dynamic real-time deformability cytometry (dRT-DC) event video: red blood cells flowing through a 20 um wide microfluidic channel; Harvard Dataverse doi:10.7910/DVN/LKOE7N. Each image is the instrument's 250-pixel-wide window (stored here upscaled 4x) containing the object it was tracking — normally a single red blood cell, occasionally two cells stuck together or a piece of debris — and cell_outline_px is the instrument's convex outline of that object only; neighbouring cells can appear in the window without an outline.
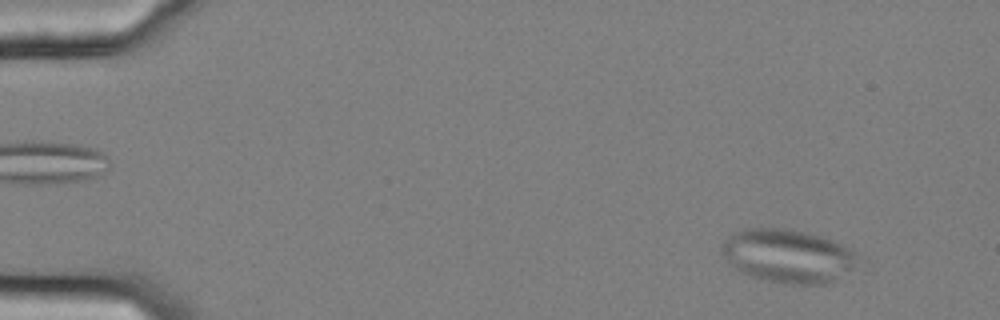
{"species": "common noctule bat (a hibernating species)", "species_latin": "Nyctalus noctula", "temperature_condition": "cold", "stored_images_in_passage": 16, "camera_frame_rate_fps": 3000, "um_per_image_px": 0.085, "animal": {"sex": "female", "body_mass_g": 25.1}, "frame": {"image": 1, "passage_image": 5, "time_ms": 1.333, "image_size_px": [1000, 320], "cell_outline_px": [[856, 256], [852, 268], [836, 280], [824, 284], [788, 284], [768, 280], [752, 276], [736, 268], [720, 252], [720, 244], [732, 232], [744, 228], [788, 228], [824, 236], [848, 248]], "centroid_in_image_um": [66.91, 21.73], "position_along_channel_um": 18.1, "area_um2": 42.02}}